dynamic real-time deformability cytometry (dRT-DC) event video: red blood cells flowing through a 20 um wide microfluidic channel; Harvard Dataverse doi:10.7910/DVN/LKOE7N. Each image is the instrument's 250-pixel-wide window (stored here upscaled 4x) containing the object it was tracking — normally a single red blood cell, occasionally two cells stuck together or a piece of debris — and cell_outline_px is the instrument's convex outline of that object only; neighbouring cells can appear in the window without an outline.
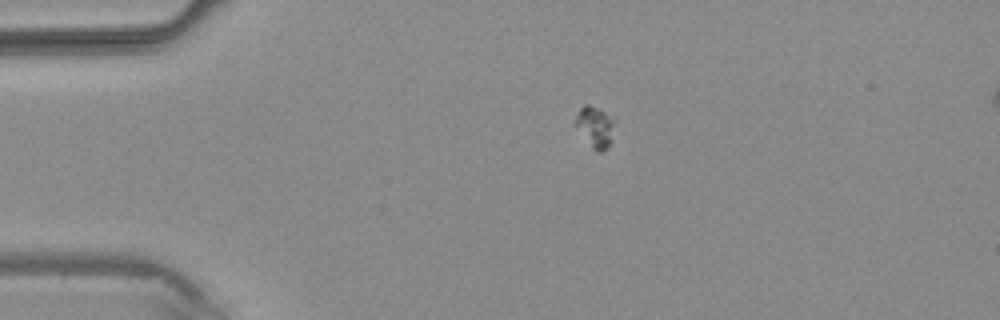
{"species": "common noctule bat (a hibernating species)", "species_latin": "Nyctalus noctula", "temperature_condition": "warm", "stored_images_in_passage": 5, "camera_frame_rate_fps": 3000, "um_per_image_px": 0.085, "animal": {"sex": "male", "body_mass_g": 20.4}, "frame": {"image": 1, "passage_image": 3, "time_ms": 2.333, "image_size_px": [1000, 320], "cell_outline_px": [[616, 120], [612, 140], [608, 148], [604, 152], [596, 152], [592, 148], [572, 124], [580, 108], [584, 104], [588, 104], [616, 116]], "centroid_in_image_um": [50.61, 10.79], "position_along_channel_um": 34.4, "area_um2": 10.0}}